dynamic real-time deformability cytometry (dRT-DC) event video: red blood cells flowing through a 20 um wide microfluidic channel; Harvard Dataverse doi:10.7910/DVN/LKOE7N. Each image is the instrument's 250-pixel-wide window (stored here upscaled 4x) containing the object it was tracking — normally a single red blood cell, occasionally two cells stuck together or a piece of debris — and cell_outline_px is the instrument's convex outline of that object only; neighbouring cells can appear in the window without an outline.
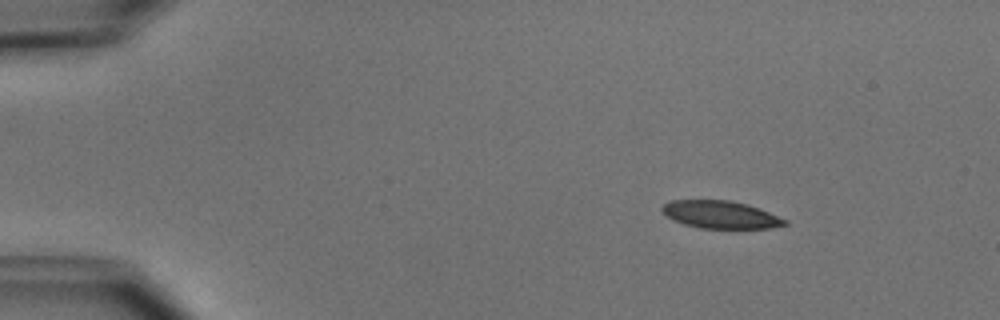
{"species": "common noctule bat (a hibernating species)", "species_latin": "Nyctalus noctula", "temperature_condition": "cold", "stored_images_in_passage": 4, "camera_frame_rate_fps": 3000, "um_per_image_px": 0.085, "animal": {"sex": "male", "body_mass_g": 15.6}, "frame": {"image": 1, "passage_image": 1, "time_ms": 0.0, "image_size_px": [1000, 320], "cell_outline_px": [[788, 224], [772, 228], [700, 228], [684, 224], [672, 220], [660, 208], [668, 200], [728, 200], [748, 204], [760, 208], [788, 220]], "centroid_in_image_um": [61.27, 18.24], "position_along_channel_um": 23.7, "area_um2": 19.83}}
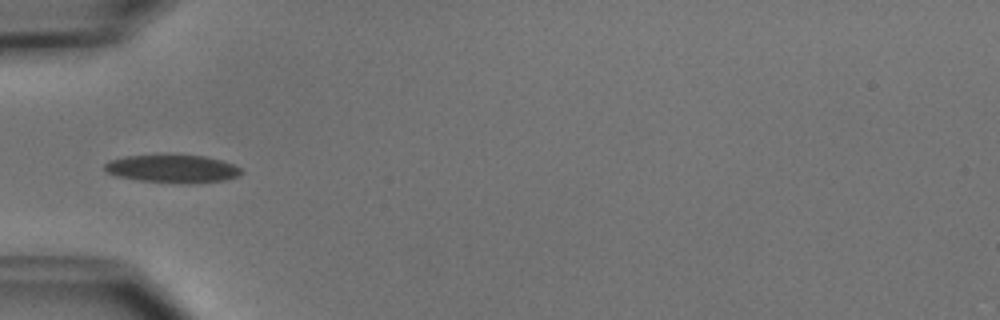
{"frame": {"image": 2, "passage_image": 3, "time_ms": 3.333, "image_size_px": [1000, 320], "cell_outline_px": [[244, 172], [236, 176], [224, 180], [188, 184], [140, 180], [116, 176], [108, 172], [104, 168], [104, 164], [108, 160], [124, 156], [176, 152], [204, 156], [220, 160], [232, 164], [240, 168]], "centroid_in_image_um": [14.63, 14.3], "position_along_channel_um": 70.4, "area_um2": 23.0}}